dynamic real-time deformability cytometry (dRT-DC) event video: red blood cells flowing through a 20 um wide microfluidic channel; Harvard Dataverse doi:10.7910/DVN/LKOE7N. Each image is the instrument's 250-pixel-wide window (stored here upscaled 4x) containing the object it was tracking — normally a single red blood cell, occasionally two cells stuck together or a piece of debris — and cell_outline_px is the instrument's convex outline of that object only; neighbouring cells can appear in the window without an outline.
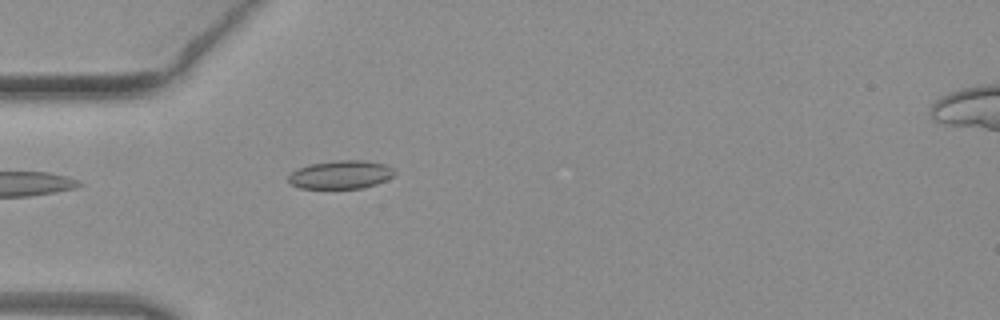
{"species": "common noctule bat (a hibernating species)", "species_latin": "Nyctalus noctula", "temperature_condition": "warm", "stored_images_in_passage": 36, "camera_frame_rate_fps": 3000, "um_per_image_px": 0.085, "animal": {"sex": "female", "body_mass_g": 19.3, "forearm_length_mm": 54.1}, "frame": {"image": 1, "passage_image": 1, "time_ms": 0.0, "image_size_px": [1000, 320], "cell_outline_px": [[396, 172], [392, 176], [376, 184], [364, 188], [300, 188], [292, 184], [288, 180], [288, 176], [292, 172], [308, 164], [336, 160], [364, 160], [384, 164], [392, 168]], "centroid_in_image_um": [28.96, 14.84], "position_along_channel_um": 56.0, "area_um2": 17.4}}
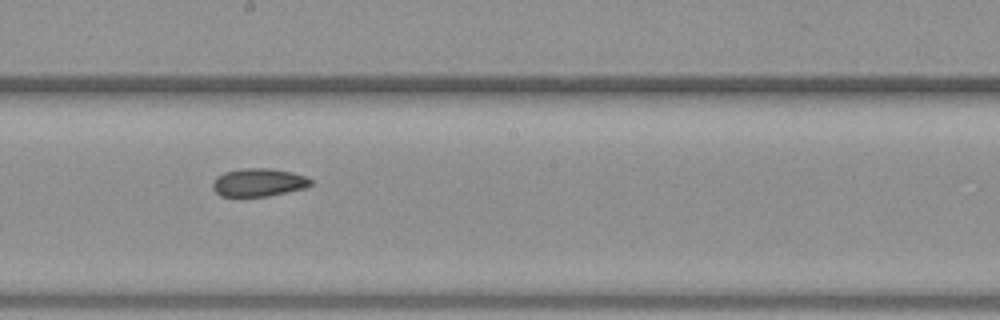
{"frame": {"image": 2, "passage_image": 14, "time_ms": 4.333, "image_size_px": [1000, 320], "cell_outline_px": [[312, 184], [304, 188], [268, 196], [220, 196], [212, 188], [212, 184], [216, 176], [224, 172], [244, 168], [268, 168], [292, 172], [308, 176], [312, 180]], "centroid_in_image_um": [21.98, 15.5], "position_along_channel_um": 226.2, "area_um2": 16.07}}
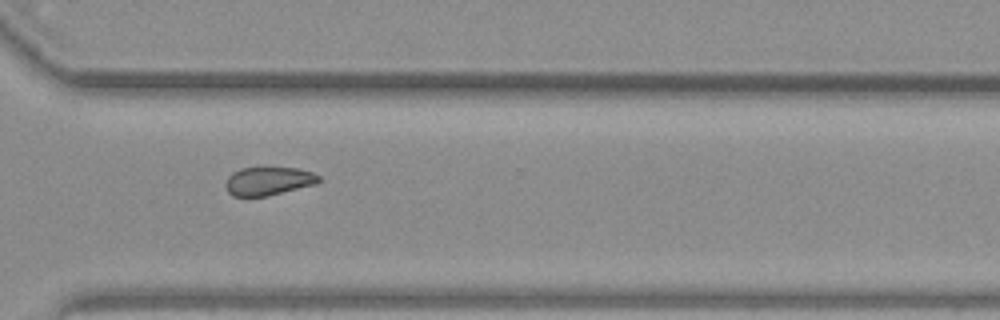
{"frame": {"image": 3, "passage_image": 23, "time_ms": 7.333, "image_size_px": [1000, 320], "cell_outline_px": [[320, 180], [316, 184], [268, 196], [232, 196], [228, 192], [224, 184], [228, 176], [232, 172], [240, 168], [296, 168], [312, 172], [320, 176]], "centroid_in_image_um": [22.79, 15.39], "position_along_channel_um": 347.8, "area_um2": 15.43}, "authors_computed_cell_mechanics": {"area_um2": 16.2418, "velocity_mm_per_s": 4.0611, "shape_relaxation_time_tau1_ms": null, "shape_relaxation_time_tau2_ms": 7.1421, "deformation_change_tau1": null, "deformation_change_tau2": 0.1158}}